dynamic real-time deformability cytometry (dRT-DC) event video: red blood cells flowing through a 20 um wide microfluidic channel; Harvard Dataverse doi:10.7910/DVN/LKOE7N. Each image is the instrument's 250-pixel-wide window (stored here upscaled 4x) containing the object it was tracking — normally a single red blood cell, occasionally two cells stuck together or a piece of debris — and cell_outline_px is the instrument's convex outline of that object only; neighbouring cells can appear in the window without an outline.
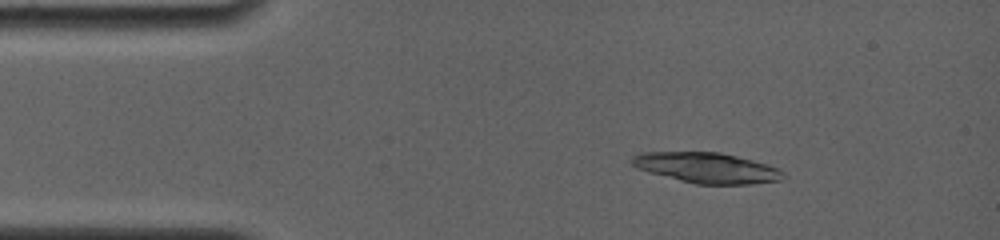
{"species": "common noctule bat (a hibernating species)", "species_latin": "Nyctalus noctula", "temperature_condition": "room temperature", "stored_images_in_passage": 3, "camera_frame_rate_fps": 4000, "um_per_image_px": 0.085, "animal": {"sex": "female", "body_mass_g": 19.0, "forearm_length_mm": 56.7}, "frame": {"image": 1, "passage_image": 2, "time_ms": 1.0, "image_size_px": [1000, 240], "cell_outline_px": [[788, 176], [784, 180], [752, 184], [696, 184], [648, 172], [636, 168], [632, 164], [632, 156], [640, 152], [720, 152], [752, 160], [780, 168]], "centroid_in_image_um": [60.13, 14.27], "position_along_channel_um": 24.9, "area_um2": 26.99}}